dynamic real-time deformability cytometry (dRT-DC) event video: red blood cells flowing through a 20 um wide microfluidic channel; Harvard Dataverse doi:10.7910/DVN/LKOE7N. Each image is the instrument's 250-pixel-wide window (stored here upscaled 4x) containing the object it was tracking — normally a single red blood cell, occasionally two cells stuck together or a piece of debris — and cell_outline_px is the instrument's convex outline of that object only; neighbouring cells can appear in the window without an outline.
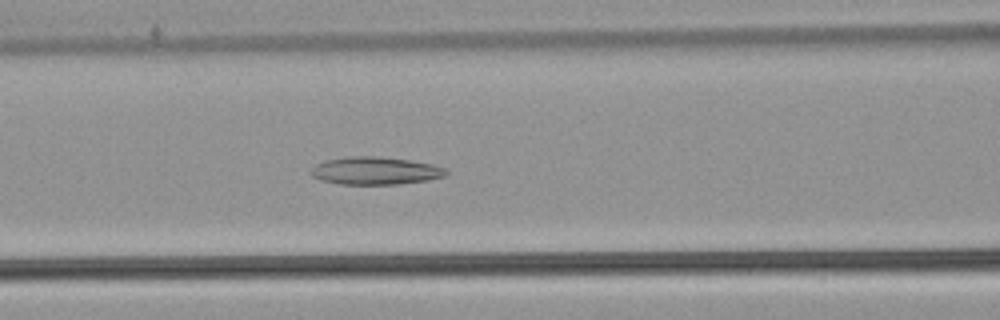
{"species": "common noctule bat (a hibernating species)", "species_latin": "Nyctalus noctula", "temperature_condition": "warm", "stored_images_in_passage": 55, "camera_frame_rate_fps": 3000, "um_per_image_px": 0.085, "animal": {"sex": "male", "body_mass_g": 21.5, "forearm_length_mm": 52.0}, "frame": {"image": 1, "passage_image": 23, "time_ms": 7.333, "image_size_px": [1000, 320], "cell_outline_px": [[448, 172], [444, 176], [428, 180], [396, 184], [340, 184], [320, 180], [312, 176], [312, 168], [316, 164], [324, 160], [348, 156], [376, 156], [408, 160], [432, 164], [444, 168]], "centroid_in_image_um": [31.87, 14.51], "position_along_channel_um": 134.7, "area_um2": 21.68}}
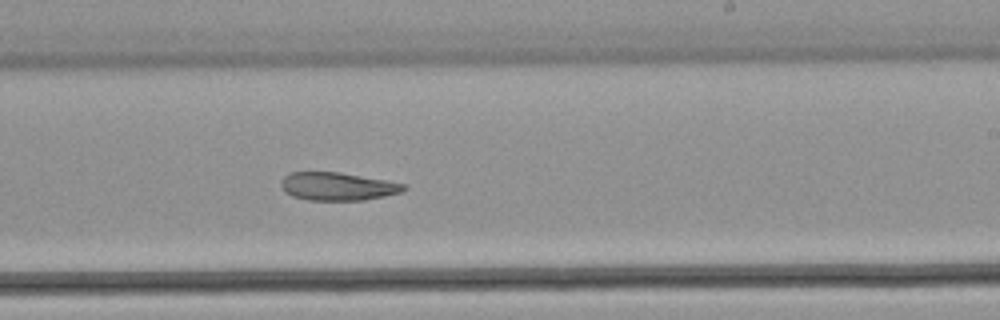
{"frame": {"image": 2, "passage_image": 33, "time_ms": 10.667, "image_size_px": [1000, 320], "cell_outline_px": [[408, 188], [400, 192], [384, 196], [364, 200], [308, 200], [292, 196], [284, 192], [280, 184], [284, 176], [288, 172], [340, 172], [384, 180], [404, 184]], "centroid_in_image_um": [28.65, 15.84], "position_along_channel_um": 260.4, "area_um2": 20.0}}
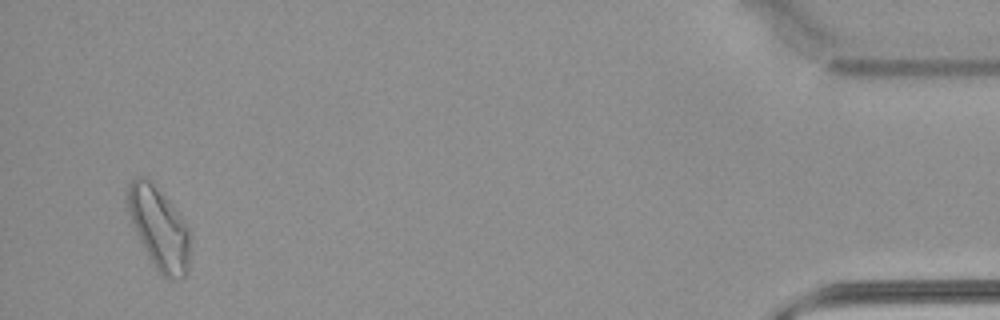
{"frame": {"image": 3, "passage_image": 52, "time_ms": 17.0, "image_size_px": [1000, 320], "cell_outline_px": [[192, 240], [188, 272], [184, 276], [176, 280], [168, 280], [160, 276], [140, 240], [128, 212], [128, 184], [132, 180], [140, 176], [148, 176], [180, 212], [192, 232]], "centroid_in_image_um": [13.6, 19.41], "position_along_channel_um": 421.6, "area_um2": 30.69}}